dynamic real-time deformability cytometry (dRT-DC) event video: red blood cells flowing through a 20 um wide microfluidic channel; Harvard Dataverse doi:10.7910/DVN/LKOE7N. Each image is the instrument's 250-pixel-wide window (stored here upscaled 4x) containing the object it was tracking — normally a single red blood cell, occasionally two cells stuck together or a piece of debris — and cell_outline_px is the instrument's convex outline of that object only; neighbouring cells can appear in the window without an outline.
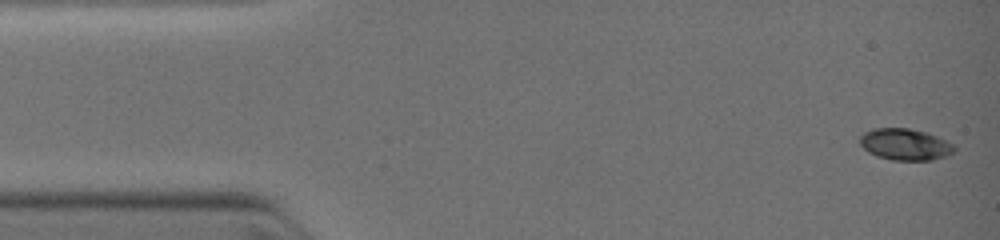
{"species": "common noctule bat (a hibernating species)", "species_latin": "Nyctalus noctula", "temperature_condition": "warm", "stored_images_in_passage": 13, "camera_frame_rate_fps": 3000, "um_per_image_px": 0.085, "animal": {"sex": "female", "body_mass_g": 19.0, "forearm_length_mm": 51.5}, "frame": {"image": 1, "passage_image": 1, "time_ms": 0.0, "image_size_px": [1000, 240], "cell_outline_px": [[956, 148], [952, 152], [944, 156], [932, 160], [892, 160], [876, 156], [868, 152], [860, 144], [860, 136], [864, 132], [876, 128], [908, 128], [928, 132], [952, 144]], "centroid_in_image_um": [76.9, 12.27], "position_along_channel_um": 8.1, "area_um2": 17.22}}
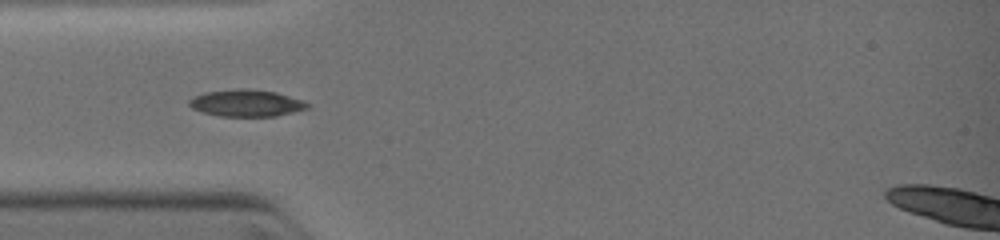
{"frame": {"image": 2, "passage_image": 9, "time_ms": 3.333, "image_size_px": [1000, 240], "cell_outline_px": [[308, 108], [276, 116], [220, 116], [204, 112], [192, 108], [188, 104], [188, 100], [192, 96], [204, 92], [236, 88], [244, 88], [276, 92], [304, 100], [308, 104]], "centroid_in_image_um": [20.9, 8.75], "position_along_channel_um": 64.1, "area_um2": 18.55}}
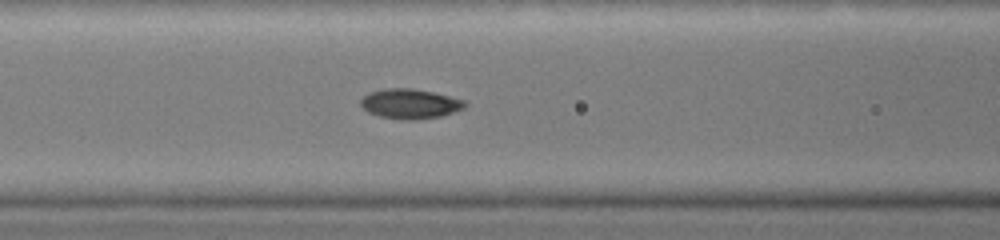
{"frame": {"image": 3, "passage_image": 13, "time_ms": 4.667, "image_size_px": [1000, 240], "cell_outline_px": [[468, 104], [464, 108], [440, 116], [412, 120], [404, 120], [380, 116], [368, 112], [360, 104], [360, 100], [368, 92], [384, 88], [412, 88], [432, 92], [464, 100]], "centroid_in_image_um": [34.82, 8.81], "position_along_channel_um": 131.8, "area_um2": 17.98}}